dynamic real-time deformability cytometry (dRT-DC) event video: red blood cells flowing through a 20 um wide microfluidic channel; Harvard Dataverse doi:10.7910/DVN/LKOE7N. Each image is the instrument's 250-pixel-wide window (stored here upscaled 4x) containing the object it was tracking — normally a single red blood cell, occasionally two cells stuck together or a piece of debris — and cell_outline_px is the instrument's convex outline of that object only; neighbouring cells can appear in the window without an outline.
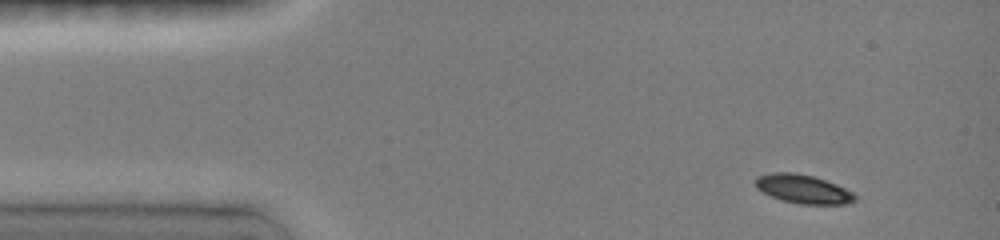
{"species": "common noctule bat (a hibernating species)", "species_latin": "Nyctalus noctula", "temperature_condition": "room temperature", "stored_images_in_passage": 7, "camera_frame_rate_fps": 3000, "um_per_image_px": 0.085, "animal": {"sex": "female", "body_mass_g": 19.0, "forearm_length_mm": 51.5}, "frame": {"image": 1, "passage_image": 1, "time_ms": 0.0, "image_size_px": [1000, 240], "cell_outline_px": [[856, 200], [844, 204], [800, 204], [780, 200], [756, 188], [752, 180], [756, 176], [772, 172], [792, 172], [812, 176], [836, 184], [852, 192], [856, 196]], "centroid_in_image_um": [68.2, 16.06], "position_along_channel_um": 16.8, "area_um2": 16.7}}
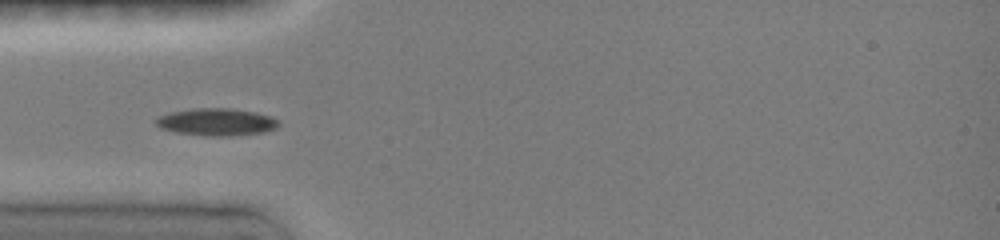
{"frame": {"image": 2, "passage_image": 5, "time_ms": 3.333, "image_size_px": [1000, 240], "cell_outline_px": [[280, 124], [276, 128], [264, 132], [228, 136], [212, 136], [176, 132], [160, 128], [156, 124], [156, 116], [168, 112], [192, 108], [232, 108], [256, 112], [272, 116], [280, 120]], "centroid_in_image_um": [18.42, 10.35], "position_along_channel_um": 66.6, "area_um2": 19.77}}
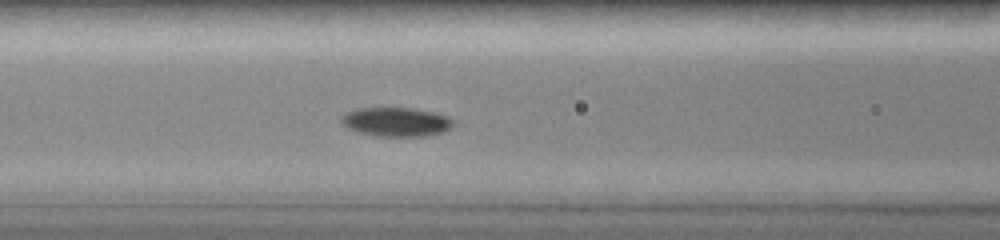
{"frame": {"image": 3, "passage_image": 7, "time_ms": 5.0, "image_size_px": [1000, 240], "cell_outline_px": [[452, 124], [444, 132], [428, 136], [376, 136], [356, 132], [348, 128], [340, 120], [340, 116], [356, 108], [412, 108], [436, 112], [448, 116], [452, 120]], "centroid_in_image_um": [33.66, 10.36], "position_along_channel_um": 132.9, "area_um2": 19.02}}